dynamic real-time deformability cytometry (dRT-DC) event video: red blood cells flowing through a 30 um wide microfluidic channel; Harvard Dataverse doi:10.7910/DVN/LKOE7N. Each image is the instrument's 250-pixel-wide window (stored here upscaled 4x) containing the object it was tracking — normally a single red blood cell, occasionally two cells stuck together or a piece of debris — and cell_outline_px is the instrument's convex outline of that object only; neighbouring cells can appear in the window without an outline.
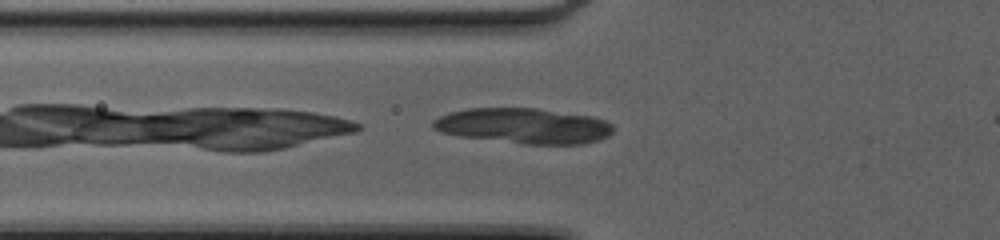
{"species": "common noctule bat (a hibernating species)", "species_latin": "Nyctalus noctula", "temperature_condition": "cold", "stored_images_in_passage": 29, "segment_of_instrument_passage": [1, 2], "camera_frame_rate_fps": 3000, "um_per_image_px": 0.085, "animal": {"sex": "female", "body_mass_g": 20.0, "forearm_length_mm": 54.0}, "frame": {"image": 1, "passage_image": 2, "time_ms": 0.333, "image_size_px": [1000, 240], "cell_outline_px": [[612, 132], [608, 136], [600, 140], [584, 144], [524, 144], [460, 136], [440, 132], [432, 128], [432, 120], [448, 112], [468, 108], [536, 108], [592, 116], [604, 120], [612, 124]], "centroid_in_image_um": [44.5, 10.7], "position_along_channel_um": 81.3, "area_um2": 37.34}}